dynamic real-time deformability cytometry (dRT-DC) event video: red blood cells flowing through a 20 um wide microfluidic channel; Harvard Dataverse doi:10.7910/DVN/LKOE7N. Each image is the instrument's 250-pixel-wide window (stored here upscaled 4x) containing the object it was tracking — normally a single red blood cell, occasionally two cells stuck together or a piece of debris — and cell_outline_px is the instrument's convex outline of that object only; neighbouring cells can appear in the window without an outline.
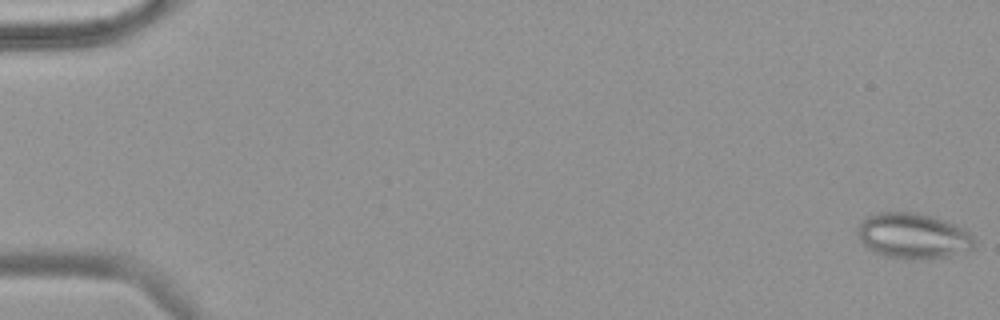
{"species": "common noctule bat (a hibernating species)", "species_latin": "Nyctalus noctula", "temperature_condition": "warm", "stored_images_in_passage": 56, "camera_frame_rate_fps": 3000, "um_per_image_px": 0.085, "animal": {"sex": "female", "body_mass_g": 18.4}, "frame": {"image": 1, "passage_image": 1, "time_ms": 0.0, "image_size_px": [1000, 320], "cell_outline_px": [[976, 244], [972, 248], [948, 256], [888, 256], [876, 252], [868, 248], [860, 240], [856, 232], [860, 224], [868, 216], [876, 212], [916, 212], [932, 216], [944, 220], [964, 228], [972, 236]], "centroid_in_image_um": [77.6, 19.98], "position_along_channel_um": 7.4, "area_um2": 29.88}}
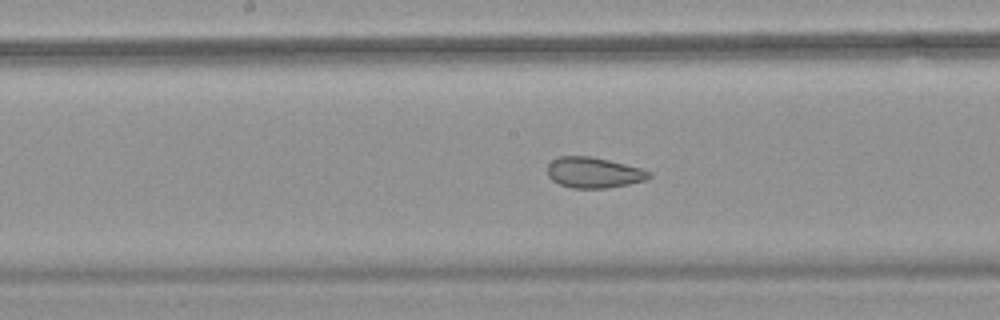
{"frame": {"image": 2, "passage_image": 30, "time_ms": 9.667, "image_size_px": [1000, 320], "cell_outline_px": [[652, 176], [644, 180], [628, 184], [608, 188], [572, 188], [560, 184], [552, 180], [548, 176], [548, 164], [556, 156], [588, 156], [608, 160], [640, 168], [652, 172]], "centroid_in_image_um": [50.45, 14.67], "position_along_channel_um": 197.8, "area_um2": 18.09}}
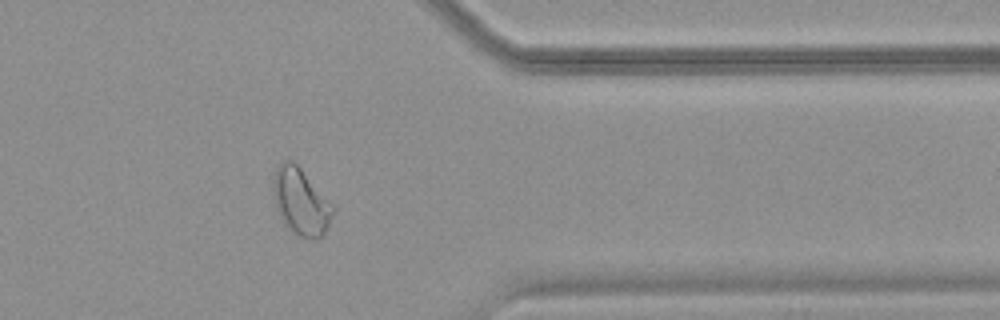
{"frame": {"image": 3, "passage_image": 46, "time_ms": 15.0, "image_size_px": [1000, 320], "cell_outline_px": [[336, 212], [324, 232], [316, 240], [312, 240], [300, 236], [280, 216], [272, 196], [272, 180], [276, 168], [284, 160], [292, 160], [300, 168], [336, 208]], "centroid_in_image_um": [25.58, 17.12], "position_along_channel_um": 385.8, "area_um2": 22.89}, "authors_computed_cell_mechanics": {"area_um2": 24.854, "velocity_mm_per_s": 3.7076, "shape_relaxation_time_tau1_ms": null, "shape_relaxation_time_tau2_ms": 1.1591, "deformation_change_tau1": null, "deformation_change_tau2": 0.0652}}